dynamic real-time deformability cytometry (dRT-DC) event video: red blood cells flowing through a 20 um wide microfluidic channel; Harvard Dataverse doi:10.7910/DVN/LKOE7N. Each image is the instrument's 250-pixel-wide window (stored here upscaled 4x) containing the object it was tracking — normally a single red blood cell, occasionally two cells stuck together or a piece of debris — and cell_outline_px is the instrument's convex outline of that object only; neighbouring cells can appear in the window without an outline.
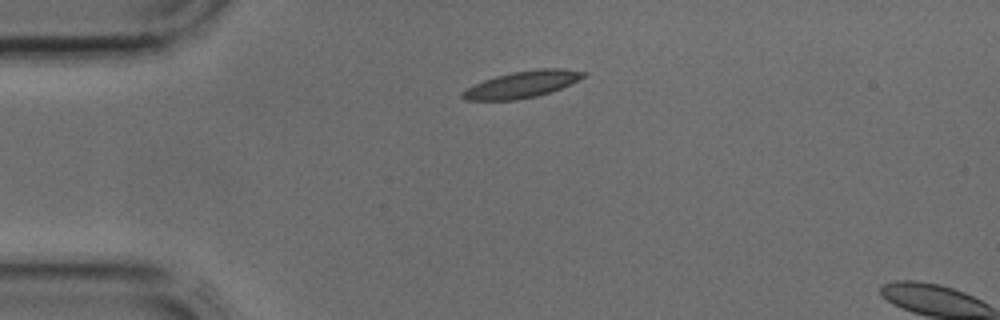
{"species": "common noctule bat (a hibernating species)", "species_latin": "Nyctalus noctula", "temperature_condition": "cold", "stored_images_in_passage": 2, "camera_frame_rate_fps": 3000, "um_per_image_px": 0.085, "animal": {"sex": "male", "body_mass_g": 17.9, "forearm_length_mm": 54.2}, "frame": {"image": 1, "passage_image": 1, "time_ms": 0.0, "image_size_px": [1000, 320], "cell_outline_px": [[588, 72], [584, 76], [560, 88], [536, 96], [516, 100], [464, 100], [460, 96], [460, 92], [484, 80], [496, 76], [512, 72], [540, 68], [564, 68]], "centroid_in_image_um": [44.35, 7.17], "position_along_channel_um": 40.7, "area_um2": 18.55}}